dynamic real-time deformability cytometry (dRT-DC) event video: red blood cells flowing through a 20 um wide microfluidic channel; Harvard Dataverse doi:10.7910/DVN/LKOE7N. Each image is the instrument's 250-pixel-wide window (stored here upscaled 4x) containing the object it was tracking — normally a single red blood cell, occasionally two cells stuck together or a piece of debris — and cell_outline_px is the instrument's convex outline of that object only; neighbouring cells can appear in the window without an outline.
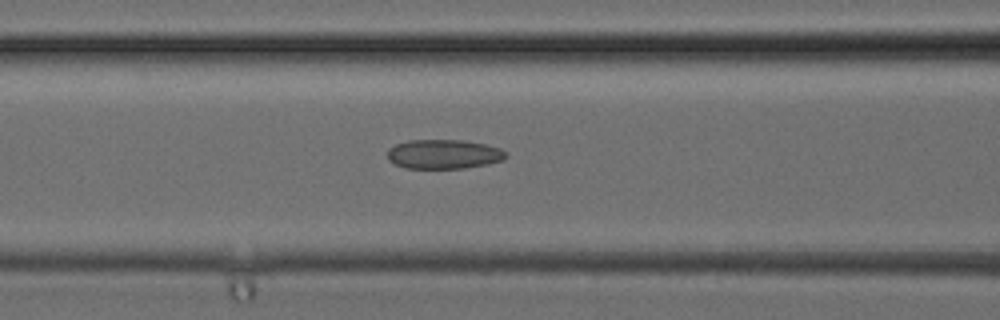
{"species": "common noctule bat (a hibernating species)", "species_latin": "Nyctalus noctula", "temperature_condition": "cold", "stored_images_in_passage": 22, "camera_frame_rate_fps": 3000, "um_per_image_px": 0.085, "animal": {"sex": "female", "body_mass_g": 24.6, "forearm_length_mm": 56.2}, "frame": {"image": 1, "passage_image": 8, "time_ms": 2.333, "image_size_px": [1000, 320], "cell_outline_px": [[508, 156], [500, 160], [488, 164], [464, 168], [404, 168], [388, 160], [388, 148], [396, 144], [408, 140], [464, 140], [484, 144], [500, 148], [508, 152]], "centroid_in_image_um": [37.72, 13.1], "position_along_channel_um": 128.9, "area_um2": 20.29}}
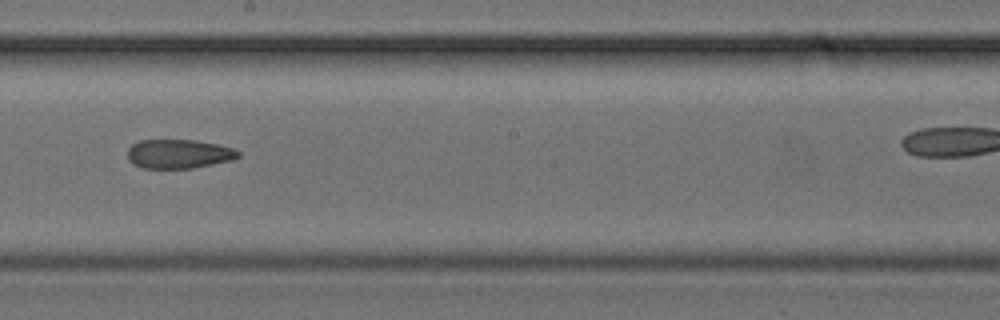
{"frame": {"image": 2, "passage_image": 13, "time_ms": 4.0, "image_size_px": [1000, 320], "cell_outline_px": [[240, 156], [232, 160], [192, 168], [144, 168], [132, 164], [128, 160], [128, 148], [132, 144], [140, 140], [196, 140], [216, 144], [232, 148], [240, 152]], "centroid_in_image_um": [15.17, 13.08], "position_along_channel_um": 233.0, "area_um2": 18.73}}
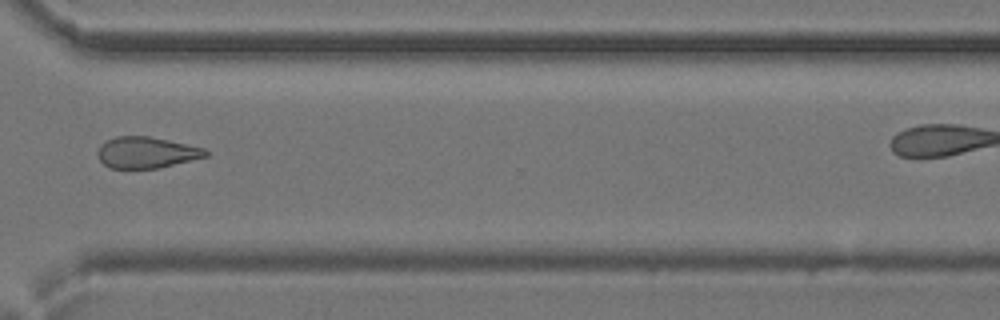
{"frame": {"image": 3, "passage_image": 19, "time_ms": 6.0, "image_size_px": [1000, 320], "cell_outline_px": [[208, 156], [160, 168], [108, 168], [100, 160], [96, 152], [100, 144], [116, 136], [148, 136], [168, 140], [204, 148], [208, 152]], "centroid_in_image_um": [12.43, 12.96], "position_along_channel_um": 358.2, "area_um2": 19.65}}